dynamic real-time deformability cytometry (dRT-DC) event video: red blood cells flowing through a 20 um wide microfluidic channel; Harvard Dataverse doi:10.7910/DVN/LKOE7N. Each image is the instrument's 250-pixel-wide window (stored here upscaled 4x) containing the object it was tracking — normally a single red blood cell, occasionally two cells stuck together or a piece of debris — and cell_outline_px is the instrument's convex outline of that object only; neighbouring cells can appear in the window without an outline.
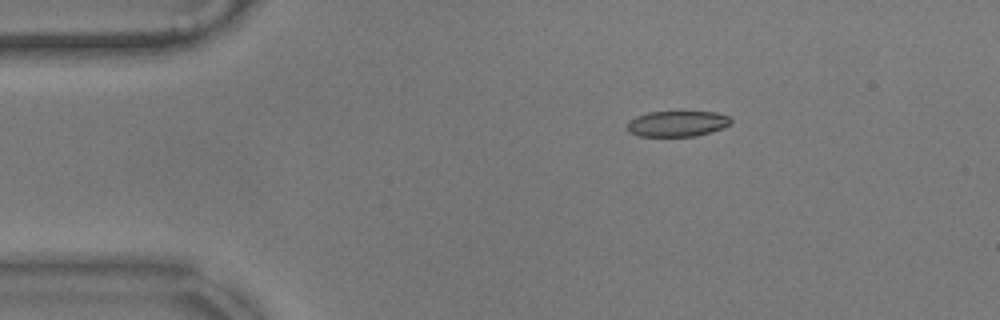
{"species": "common noctule bat (a hibernating species)", "species_latin": "Nyctalus noctula", "temperature_condition": "warm", "stored_images_in_passage": 48, "camera_frame_rate_fps": 3000, "um_per_image_px": 0.085, "animal": {"sex": "male", "body_mass_g": 17.9}, "frame": {"image": 1, "passage_image": 1, "time_ms": 0.0, "image_size_px": [1000, 320], "cell_outline_px": [[732, 124], [724, 128], [712, 132], [696, 136], [640, 136], [628, 132], [628, 120], [636, 116], [648, 112], [716, 112], [728, 116], [732, 120]], "centroid_in_image_um": [57.59, 10.51], "position_along_channel_um": 27.4, "area_um2": 15.66}}
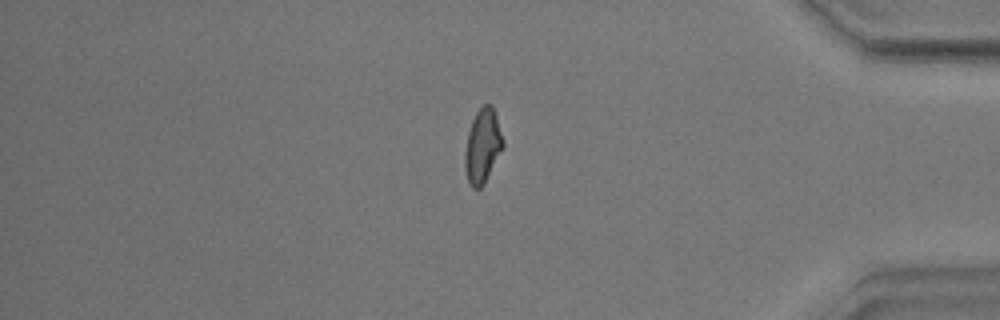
{"frame": {"image": 2, "passage_image": 39, "time_ms": 12.667, "image_size_px": [1000, 320], "cell_outline_px": [[504, 148], [484, 184], [480, 188], [472, 188], [468, 184], [464, 168], [464, 152], [468, 132], [472, 120], [476, 112], [484, 104], [492, 104], [504, 140]], "centroid_in_image_um": [41.02, 12.44], "position_along_channel_um": 394.2, "area_um2": 16.76}}
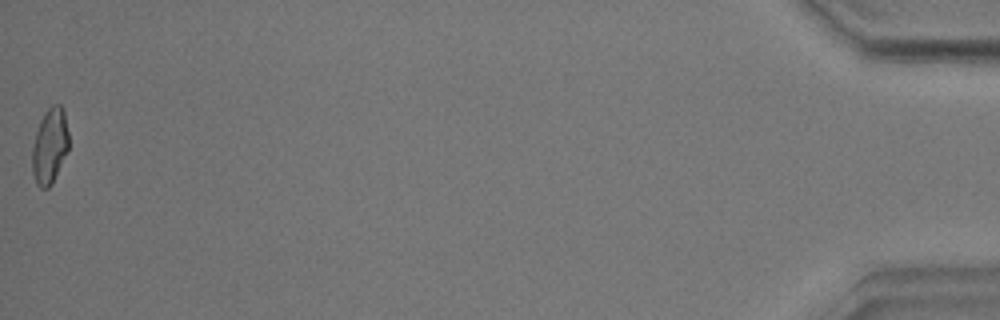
{"frame": {"image": 3, "passage_image": 48, "time_ms": 15.667, "image_size_px": [1000, 320], "cell_outline_px": [[68, 152], [52, 184], [48, 188], [40, 188], [36, 184], [32, 172], [32, 148], [36, 132], [40, 120], [44, 112], [52, 104], [60, 104], [64, 112], [68, 132]], "centroid_in_image_um": [4.23, 12.42], "position_along_channel_um": 431.0, "area_um2": 16.24}, "authors_computed_cell_mechanics": {"area_um2": 16.2129, "velocity_mm_per_s": 3.5445, "shape_relaxation_time_tau1_ms": 3.8909, "shape_relaxation_time_tau2_ms": 1.6579, "deformation_change_tau1": 0.1278, "deformation_change_tau2": 0.0629}}